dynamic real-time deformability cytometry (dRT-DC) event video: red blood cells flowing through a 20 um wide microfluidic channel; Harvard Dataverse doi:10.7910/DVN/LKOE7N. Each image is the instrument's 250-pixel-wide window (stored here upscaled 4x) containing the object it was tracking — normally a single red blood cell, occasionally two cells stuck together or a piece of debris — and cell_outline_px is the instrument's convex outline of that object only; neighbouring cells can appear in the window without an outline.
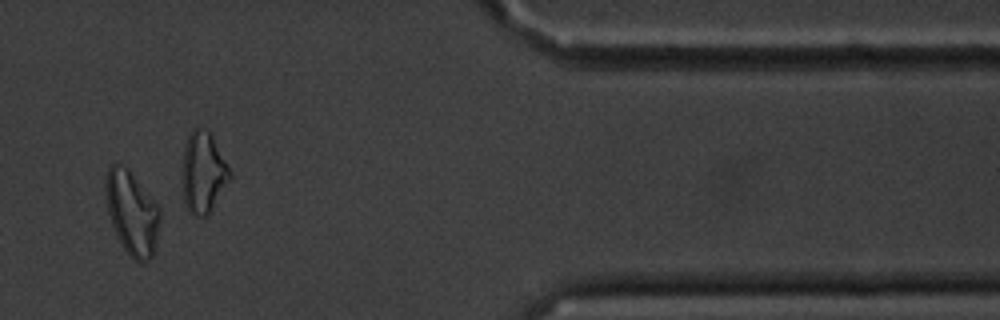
{"species": "common noctule bat (a hibernating species)", "species_latin": "Nyctalus noctula", "temperature_condition": "cold", "stored_images_in_passage": 16, "camera_frame_rate_fps": 3000, "um_per_image_px": 0.085, "animal": {"sex": "male", "body_mass_g": 20.1, "forearm_length_mm": 53.5}, "frame": {"image": 1, "passage_image": 14, "time_ms": 15.667, "image_size_px": [1000, 320], "cell_outline_px": [[160, 220], [156, 248], [152, 256], [148, 260], [140, 264], [124, 248], [112, 224], [108, 212], [104, 188], [104, 184], [108, 168], [112, 164], [124, 164], [128, 168], [160, 208]], "centroid_in_image_um": [11.22, 18.07], "position_along_channel_um": 400.2, "area_um2": 26.41}, "authors_computed_cell_mechanics": {"area_um2": 19.4786, "velocity_mm_per_s": 3.4436, "shape_relaxation_time_tau1_ms": 3.8948, "shape_relaxation_time_tau2_ms": 8.9644, "deformation_change_tau1": 0.1455, "deformation_change_tau2": 0.1784}}